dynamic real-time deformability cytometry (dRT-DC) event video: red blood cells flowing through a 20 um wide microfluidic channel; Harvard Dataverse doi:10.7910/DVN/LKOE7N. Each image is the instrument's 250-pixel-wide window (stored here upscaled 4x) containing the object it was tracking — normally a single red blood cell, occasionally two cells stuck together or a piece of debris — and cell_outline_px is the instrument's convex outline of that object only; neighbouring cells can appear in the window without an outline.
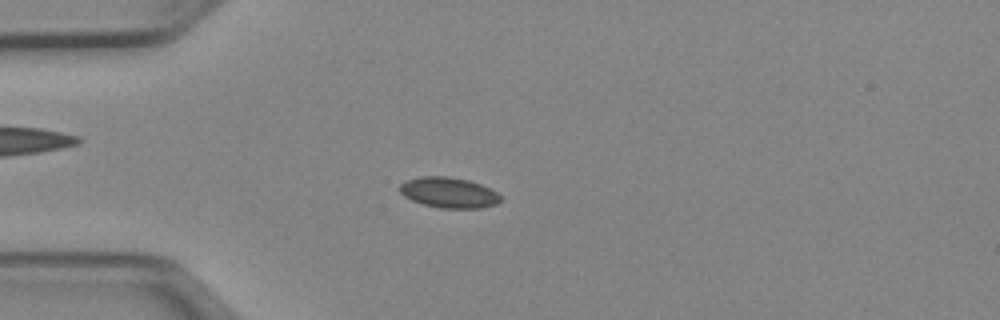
{"species": "Egyptian fruit bat (a non-hibernating species)", "species_latin": "Rousettus aegyptiacus", "temperature_condition": "cold", "stored_images_in_passage": 44, "camera_frame_rate_fps": 3000, "um_per_image_px": 0.085, "animal": {"sex": "female"}, "frame": {"image": 1, "passage_image": 6, "time_ms": 1.667, "image_size_px": [1000, 320], "cell_outline_px": [[504, 200], [496, 204], [480, 208], [440, 208], [424, 204], [412, 200], [404, 196], [400, 192], [400, 184], [408, 180], [420, 176], [448, 176], [468, 180], [480, 184], [496, 192]], "centroid_in_image_um": [38.16, 16.37], "position_along_channel_um": 46.8, "area_um2": 17.86}}
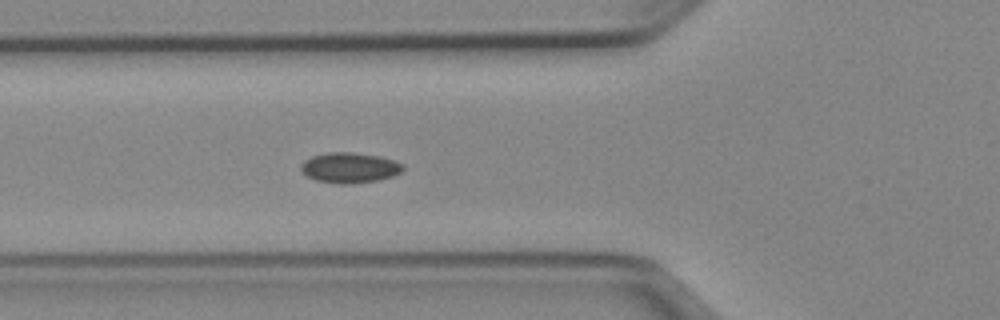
{"frame": {"image": 2, "passage_image": 11, "time_ms": 3.333, "image_size_px": [1000, 320], "cell_outline_px": [[404, 168], [400, 172], [392, 176], [376, 180], [352, 184], [340, 184], [316, 180], [300, 172], [300, 164], [304, 160], [312, 156], [328, 152], [352, 152], [380, 156], [404, 164]], "centroid_in_image_um": [29.68, 14.25], "position_along_channel_um": 96.1, "area_um2": 18.09}}
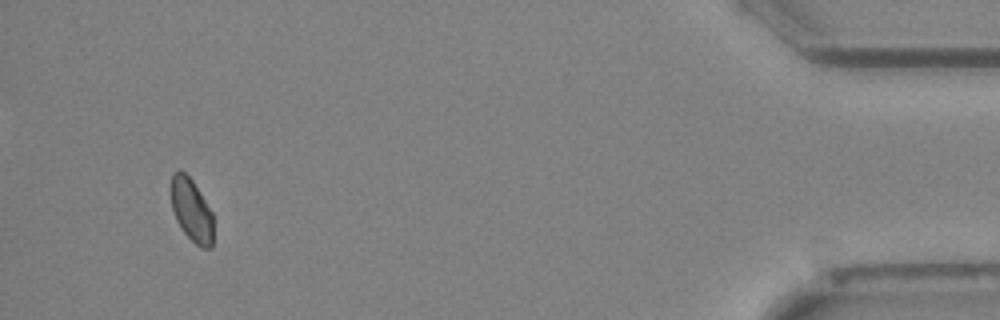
{"frame": {"image": 3, "passage_image": 41, "time_ms": 13.333, "image_size_px": [1000, 320], "cell_outline_px": [[212, 248], [200, 248], [180, 228], [176, 220], [172, 208], [172, 172], [180, 168], [192, 180], [212, 212]], "centroid_in_image_um": [16.27, 17.86], "position_along_channel_um": 418.9, "area_um2": 15.32}, "authors_computed_cell_mechanics": {"area_um2": 17.1377, "velocity_mm_per_s": 3.9554, "shape_relaxation_time_tau1_ms": null, "shape_relaxation_time_tau2_ms": 5.5669, "deformation_change_tau1": null, "deformation_change_tau2": 0.0643}}